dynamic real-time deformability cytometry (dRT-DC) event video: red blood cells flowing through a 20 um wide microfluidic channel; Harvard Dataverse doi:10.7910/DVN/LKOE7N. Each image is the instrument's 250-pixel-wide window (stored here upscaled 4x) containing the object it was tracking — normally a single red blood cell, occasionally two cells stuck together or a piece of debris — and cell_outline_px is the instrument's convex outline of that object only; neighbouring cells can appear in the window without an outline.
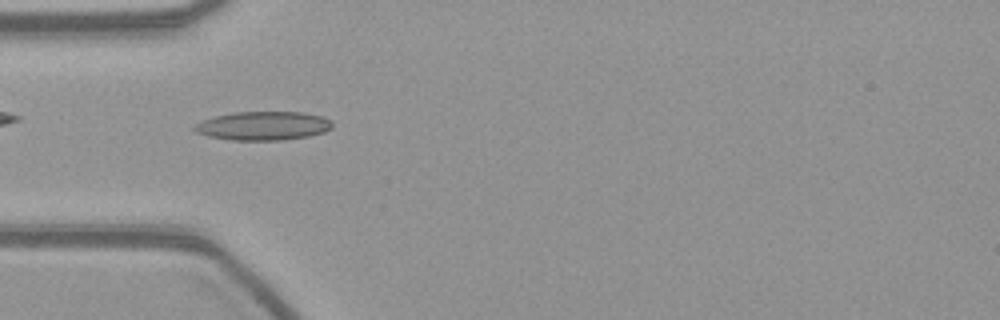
{"species": "common noctule bat (a hibernating species)", "species_latin": "Nyctalus noctula", "temperature_condition": "warm", "stored_images_in_passage": 53, "camera_frame_rate_fps": 3000, "um_per_image_px": 0.085, "animal": {"sex": "female", "body_mass_g": 21.9}, "frame": {"image": 1, "passage_image": 16, "time_ms": 5.0, "image_size_px": [1000, 320], "cell_outline_px": [[332, 128], [324, 132], [308, 136], [284, 140], [232, 140], [208, 136], [196, 132], [192, 128], [196, 124], [204, 120], [216, 116], [232, 112], [300, 112], [320, 116], [332, 120]], "centroid_in_image_um": [22.38, 10.7], "position_along_channel_um": 62.6, "area_um2": 23.0}}
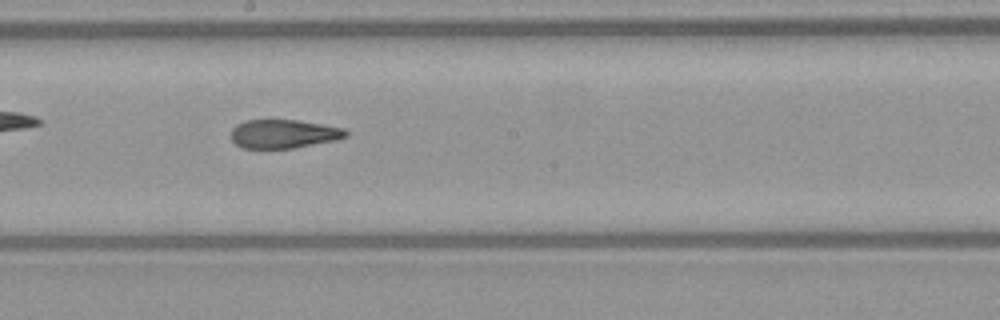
{"frame": {"image": 2, "passage_image": 29, "time_ms": 9.333, "image_size_px": [1000, 320], "cell_outline_px": [[348, 136], [336, 140], [292, 148], [244, 148], [236, 144], [232, 140], [232, 128], [236, 124], [244, 120], [296, 120], [344, 128], [348, 132]], "centroid_in_image_um": [24.1, 11.37], "position_along_channel_um": 224.1, "area_um2": 19.07}}
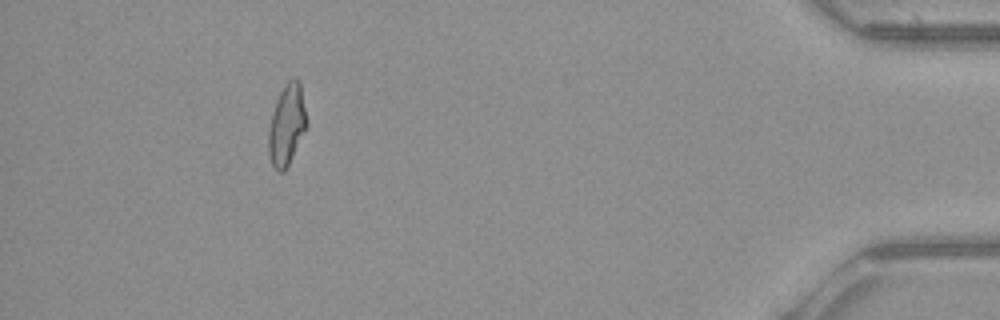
{"frame": {"image": 3, "passage_image": 48, "time_ms": 15.667, "image_size_px": [1000, 320], "cell_outline_px": [[308, 128], [284, 172], [276, 172], [272, 164], [268, 152], [268, 132], [272, 112], [276, 100], [284, 84], [292, 76], [296, 76], [300, 80], [308, 120]], "centroid_in_image_um": [24.41, 10.58], "position_along_channel_um": 410.8, "area_um2": 18.61}}